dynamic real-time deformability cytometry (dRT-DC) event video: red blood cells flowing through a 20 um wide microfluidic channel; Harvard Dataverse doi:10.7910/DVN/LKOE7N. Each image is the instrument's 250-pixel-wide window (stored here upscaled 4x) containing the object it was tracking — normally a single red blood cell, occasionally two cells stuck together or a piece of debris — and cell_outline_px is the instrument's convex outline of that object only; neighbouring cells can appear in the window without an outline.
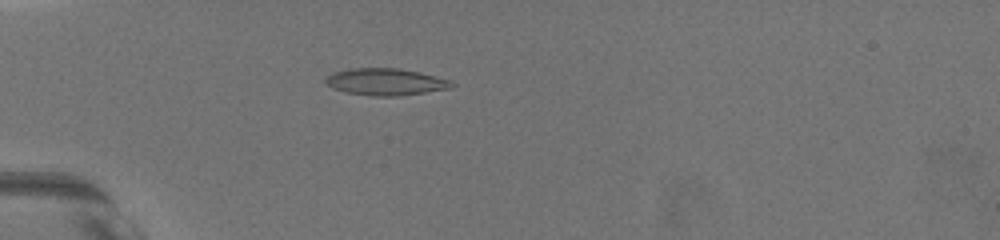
{"species": "common noctule bat (a hibernating species)", "species_latin": "Nyctalus noctula", "temperature_condition": "warm", "stored_images_in_passage": 38, "camera_frame_rate_fps": 3000, "um_per_image_px": 0.085, "animal": {"sex": "female", "body_mass_g": 19.5, "forearm_length_mm": 54.1}, "frame": {"image": 1, "passage_image": 2, "time_ms": 0.333, "image_size_px": [1000, 240], "cell_outline_px": [[456, 84], [452, 88], [400, 96], [372, 96], [348, 92], [332, 88], [324, 80], [332, 72], [352, 68], [400, 68], [420, 72], [452, 80]], "centroid_in_image_um": [32.83, 6.95], "position_along_channel_um": 52.2, "area_um2": 19.88}}
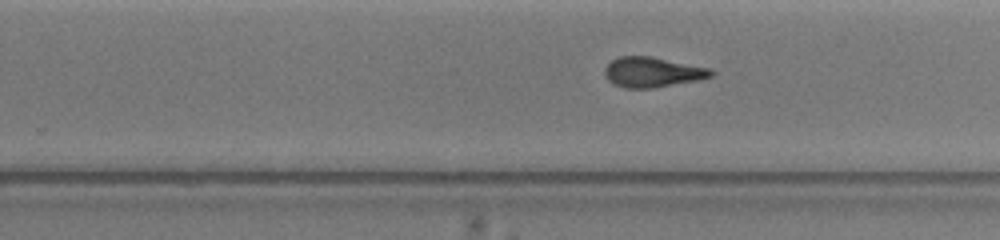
{"frame": {"image": 2, "passage_image": 15, "time_ms": 7.0, "image_size_px": [1000, 240], "cell_outline_px": [[716, 72], [712, 76], [696, 80], [652, 88], [624, 88], [608, 80], [604, 72], [604, 68], [612, 60], [620, 56], [652, 56], [712, 68]], "centroid_in_image_um": [55.48, 6.12], "position_along_channel_um": 274.3, "area_um2": 18.67}}
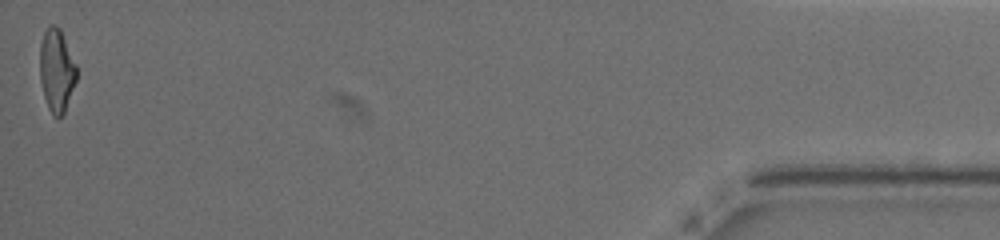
{"frame": {"image": 3, "passage_image": 38, "time_ms": 13.667, "image_size_px": [1000, 240], "cell_outline_px": [[76, 80], [64, 112], [60, 116], [52, 116], [48, 108], [44, 96], [40, 80], [40, 44], [44, 32], [52, 24], [56, 24], [60, 28], [76, 64]], "centroid_in_image_um": [4.8, 5.97], "position_along_channel_um": 430.4, "area_um2": 17.57}, "authors_computed_cell_mechanics": {"area_um2": 18.6116, "velocity_mm_per_s": 3.618, "shape_relaxation_time_tau1_ms": 10.4636, "shape_relaxation_time_tau2_ms": 1.772, "deformation_change_tau1": 0.3014, "deformation_change_tau2": 0.0917}}